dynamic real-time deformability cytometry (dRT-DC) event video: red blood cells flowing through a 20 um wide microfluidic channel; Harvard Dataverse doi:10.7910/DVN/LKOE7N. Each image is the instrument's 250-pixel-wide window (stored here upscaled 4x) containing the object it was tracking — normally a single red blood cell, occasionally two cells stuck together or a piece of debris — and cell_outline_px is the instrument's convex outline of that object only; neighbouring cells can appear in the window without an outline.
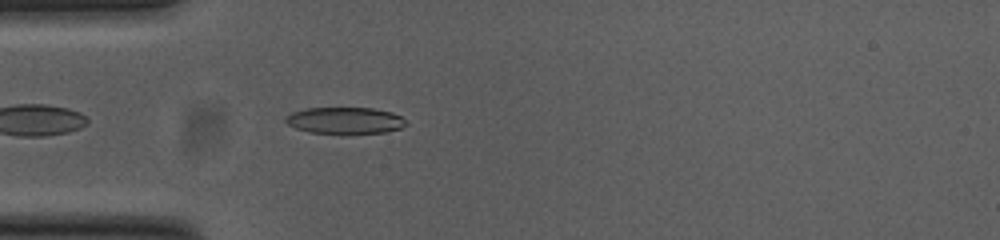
{"species": "common noctule bat (a hibernating species)", "species_latin": "Nyctalus noctula", "temperature_condition": "cold", "stored_images_in_passage": 27, "camera_frame_rate_fps": 3000, "um_per_image_px": 0.085, "animal": {"sex": "female", "body_mass_g": 23.0, "forearm_length_mm": 53.4}, "frame": {"image": 1, "passage_image": 4, "time_ms": 1.0, "image_size_px": [1000, 240], "cell_outline_px": [[408, 124], [400, 128], [384, 132], [312, 132], [296, 128], [288, 124], [284, 120], [284, 116], [292, 112], [308, 108], [372, 108], [392, 112], [400, 116]], "centroid_in_image_um": [29.3, 10.21], "position_along_channel_um": 55.7, "area_um2": 18.15}}
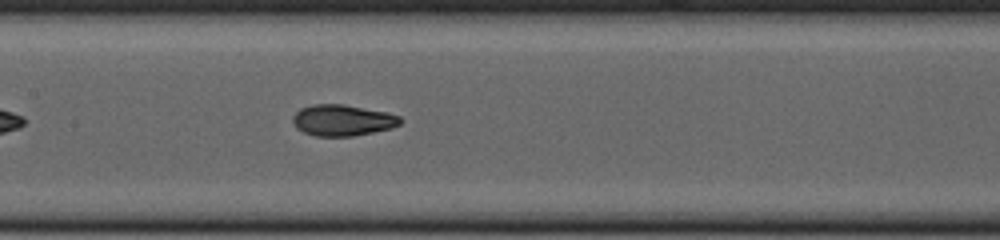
{"frame": {"image": 2, "passage_image": 14, "time_ms": 4.333, "image_size_px": [1000, 240], "cell_outline_px": [[404, 120], [400, 124], [392, 128], [352, 136], [316, 136], [304, 132], [296, 128], [292, 120], [292, 116], [300, 108], [312, 104], [344, 104], [384, 112], [400, 116]], "centroid_in_image_um": [29.1, 10.22], "position_along_channel_um": 178.3, "area_um2": 19.54}}
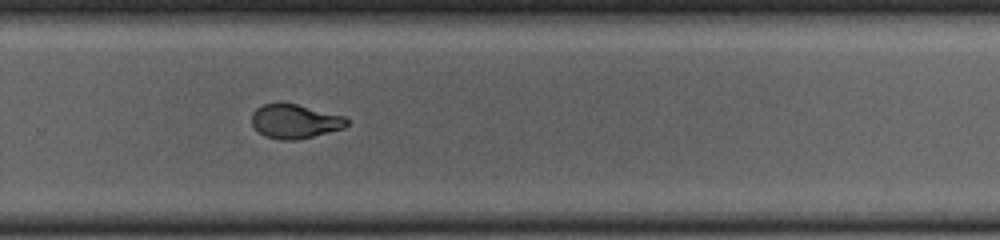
{"frame": {"image": 3, "passage_image": 24, "time_ms": 7.667, "image_size_px": [1000, 240], "cell_outline_px": [[348, 124], [344, 128], [300, 140], [280, 140], [264, 136], [252, 124], [252, 112], [256, 108], [264, 104], [296, 104], [344, 116], [348, 120]], "centroid_in_image_um": [25.07, 10.34], "position_along_channel_um": 304.7, "area_um2": 18.79}}